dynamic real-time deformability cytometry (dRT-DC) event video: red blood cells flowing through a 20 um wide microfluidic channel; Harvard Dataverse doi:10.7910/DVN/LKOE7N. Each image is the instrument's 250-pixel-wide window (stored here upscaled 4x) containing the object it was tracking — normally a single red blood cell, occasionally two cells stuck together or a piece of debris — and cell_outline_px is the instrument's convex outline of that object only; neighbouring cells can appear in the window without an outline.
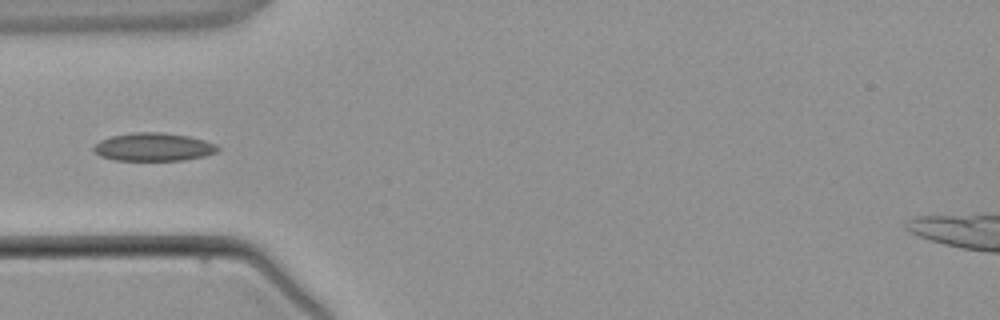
{"species": "common noctule bat (a hibernating species)", "species_latin": "Nyctalus noctula", "temperature_condition": "warm", "stored_images_in_passage": 3, "camera_frame_rate_fps": 3000, "um_per_image_px": 0.085, "animal": {"sex": "male", "body_mass_g": 21.5, "forearm_length_mm": 52.0}, "frame": {"image": 1, "passage_image": 3, "time_ms": 2.333, "image_size_px": [1000, 320], "cell_outline_px": [[220, 148], [216, 152], [204, 156], [184, 160], [116, 160], [100, 156], [92, 152], [92, 148], [100, 140], [112, 136], [132, 132], [164, 132], [188, 136], [204, 140], [216, 144]], "centroid_in_image_um": [13.03, 12.49], "position_along_channel_um": 72.0, "area_um2": 20.4}}